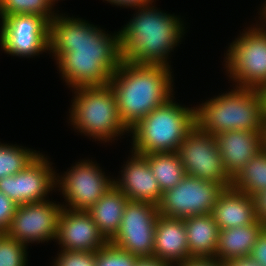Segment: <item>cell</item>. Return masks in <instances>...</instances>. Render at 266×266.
<instances>
[{
    "label": "cell",
    "mask_w": 266,
    "mask_h": 266,
    "mask_svg": "<svg viewBox=\"0 0 266 266\" xmlns=\"http://www.w3.org/2000/svg\"><path fill=\"white\" fill-rule=\"evenodd\" d=\"M49 51L74 89L109 84L122 61L120 32L111 36L80 18L58 14L49 22Z\"/></svg>",
    "instance_id": "1"
},
{
    "label": "cell",
    "mask_w": 266,
    "mask_h": 266,
    "mask_svg": "<svg viewBox=\"0 0 266 266\" xmlns=\"http://www.w3.org/2000/svg\"><path fill=\"white\" fill-rule=\"evenodd\" d=\"M171 73L166 65L121 61L109 84L116 97L120 118L128 129L173 97Z\"/></svg>",
    "instance_id": "2"
},
{
    "label": "cell",
    "mask_w": 266,
    "mask_h": 266,
    "mask_svg": "<svg viewBox=\"0 0 266 266\" xmlns=\"http://www.w3.org/2000/svg\"><path fill=\"white\" fill-rule=\"evenodd\" d=\"M150 4L137 7L138 14L119 31L122 60L170 67L168 54L181 41L185 27L177 16L156 10Z\"/></svg>",
    "instance_id": "3"
},
{
    "label": "cell",
    "mask_w": 266,
    "mask_h": 266,
    "mask_svg": "<svg viewBox=\"0 0 266 266\" xmlns=\"http://www.w3.org/2000/svg\"><path fill=\"white\" fill-rule=\"evenodd\" d=\"M195 107L196 126L212 135L244 130L264 132V98L261 90L235 87Z\"/></svg>",
    "instance_id": "4"
},
{
    "label": "cell",
    "mask_w": 266,
    "mask_h": 266,
    "mask_svg": "<svg viewBox=\"0 0 266 266\" xmlns=\"http://www.w3.org/2000/svg\"><path fill=\"white\" fill-rule=\"evenodd\" d=\"M195 126V107H183L171 98L129 129L133 134L132 152L140 155L178 152L182 141Z\"/></svg>",
    "instance_id": "5"
},
{
    "label": "cell",
    "mask_w": 266,
    "mask_h": 266,
    "mask_svg": "<svg viewBox=\"0 0 266 266\" xmlns=\"http://www.w3.org/2000/svg\"><path fill=\"white\" fill-rule=\"evenodd\" d=\"M75 90L70 114L73 127L93 139L105 142L129 132L120 118L110 84Z\"/></svg>",
    "instance_id": "6"
},
{
    "label": "cell",
    "mask_w": 266,
    "mask_h": 266,
    "mask_svg": "<svg viewBox=\"0 0 266 266\" xmlns=\"http://www.w3.org/2000/svg\"><path fill=\"white\" fill-rule=\"evenodd\" d=\"M265 25L245 30L226 52V71L237 87L261 90L266 85Z\"/></svg>",
    "instance_id": "7"
},
{
    "label": "cell",
    "mask_w": 266,
    "mask_h": 266,
    "mask_svg": "<svg viewBox=\"0 0 266 266\" xmlns=\"http://www.w3.org/2000/svg\"><path fill=\"white\" fill-rule=\"evenodd\" d=\"M223 190L220 183L186 175L175 187L162 192L157 209L160 215L170 218L211 214Z\"/></svg>",
    "instance_id": "8"
},
{
    "label": "cell",
    "mask_w": 266,
    "mask_h": 266,
    "mask_svg": "<svg viewBox=\"0 0 266 266\" xmlns=\"http://www.w3.org/2000/svg\"><path fill=\"white\" fill-rule=\"evenodd\" d=\"M157 206L149 202L128 200L120 228L109 241L138 258L154 257Z\"/></svg>",
    "instance_id": "9"
},
{
    "label": "cell",
    "mask_w": 266,
    "mask_h": 266,
    "mask_svg": "<svg viewBox=\"0 0 266 266\" xmlns=\"http://www.w3.org/2000/svg\"><path fill=\"white\" fill-rule=\"evenodd\" d=\"M186 175L220 183L230 187L232 179L227 175L214 135L195 126L182 141L178 150Z\"/></svg>",
    "instance_id": "10"
},
{
    "label": "cell",
    "mask_w": 266,
    "mask_h": 266,
    "mask_svg": "<svg viewBox=\"0 0 266 266\" xmlns=\"http://www.w3.org/2000/svg\"><path fill=\"white\" fill-rule=\"evenodd\" d=\"M1 49L13 56L31 57L49 51V22L36 14L4 16Z\"/></svg>",
    "instance_id": "11"
},
{
    "label": "cell",
    "mask_w": 266,
    "mask_h": 266,
    "mask_svg": "<svg viewBox=\"0 0 266 266\" xmlns=\"http://www.w3.org/2000/svg\"><path fill=\"white\" fill-rule=\"evenodd\" d=\"M55 179V186L60 185L67 209L71 210L87 211L114 185V179H108L100 167L89 160L77 162L63 177Z\"/></svg>",
    "instance_id": "12"
},
{
    "label": "cell",
    "mask_w": 266,
    "mask_h": 266,
    "mask_svg": "<svg viewBox=\"0 0 266 266\" xmlns=\"http://www.w3.org/2000/svg\"><path fill=\"white\" fill-rule=\"evenodd\" d=\"M62 208L49 200L17 205L5 234L25 245L56 239Z\"/></svg>",
    "instance_id": "13"
},
{
    "label": "cell",
    "mask_w": 266,
    "mask_h": 266,
    "mask_svg": "<svg viewBox=\"0 0 266 266\" xmlns=\"http://www.w3.org/2000/svg\"><path fill=\"white\" fill-rule=\"evenodd\" d=\"M50 166L39 153L19 173L0 179V191L17 205L45 201L56 185V172Z\"/></svg>",
    "instance_id": "14"
},
{
    "label": "cell",
    "mask_w": 266,
    "mask_h": 266,
    "mask_svg": "<svg viewBox=\"0 0 266 266\" xmlns=\"http://www.w3.org/2000/svg\"><path fill=\"white\" fill-rule=\"evenodd\" d=\"M56 240L62 250L92 252H97L108 242L88 211L67 209L64 204L58 220Z\"/></svg>",
    "instance_id": "15"
},
{
    "label": "cell",
    "mask_w": 266,
    "mask_h": 266,
    "mask_svg": "<svg viewBox=\"0 0 266 266\" xmlns=\"http://www.w3.org/2000/svg\"><path fill=\"white\" fill-rule=\"evenodd\" d=\"M227 175L233 180L265 148L264 132L232 130L214 136Z\"/></svg>",
    "instance_id": "16"
},
{
    "label": "cell",
    "mask_w": 266,
    "mask_h": 266,
    "mask_svg": "<svg viewBox=\"0 0 266 266\" xmlns=\"http://www.w3.org/2000/svg\"><path fill=\"white\" fill-rule=\"evenodd\" d=\"M132 157L121 171L122 178L113 181L114 186L123 192L128 200L149 202L158 205L162 191L149 167L148 161L140 154L132 152Z\"/></svg>",
    "instance_id": "17"
},
{
    "label": "cell",
    "mask_w": 266,
    "mask_h": 266,
    "mask_svg": "<svg viewBox=\"0 0 266 266\" xmlns=\"http://www.w3.org/2000/svg\"><path fill=\"white\" fill-rule=\"evenodd\" d=\"M154 257L171 266L191 259L184 219L159 215L156 221Z\"/></svg>",
    "instance_id": "18"
},
{
    "label": "cell",
    "mask_w": 266,
    "mask_h": 266,
    "mask_svg": "<svg viewBox=\"0 0 266 266\" xmlns=\"http://www.w3.org/2000/svg\"><path fill=\"white\" fill-rule=\"evenodd\" d=\"M211 215L220 230L252 225L257 221L253 197L232 186L219 194Z\"/></svg>",
    "instance_id": "19"
},
{
    "label": "cell",
    "mask_w": 266,
    "mask_h": 266,
    "mask_svg": "<svg viewBox=\"0 0 266 266\" xmlns=\"http://www.w3.org/2000/svg\"><path fill=\"white\" fill-rule=\"evenodd\" d=\"M184 219L189 256L214 258L220 229L211 214L189 216Z\"/></svg>",
    "instance_id": "20"
},
{
    "label": "cell",
    "mask_w": 266,
    "mask_h": 266,
    "mask_svg": "<svg viewBox=\"0 0 266 266\" xmlns=\"http://www.w3.org/2000/svg\"><path fill=\"white\" fill-rule=\"evenodd\" d=\"M266 226L256 221L252 225H244L220 230L215 259L222 263L249 256L260 233Z\"/></svg>",
    "instance_id": "21"
},
{
    "label": "cell",
    "mask_w": 266,
    "mask_h": 266,
    "mask_svg": "<svg viewBox=\"0 0 266 266\" xmlns=\"http://www.w3.org/2000/svg\"><path fill=\"white\" fill-rule=\"evenodd\" d=\"M128 198L114 185L87 211L99 232L109 242L120 228L123 211Z\"/></svg>",
    "instance_id": "22"
},
{
    "label": "cell",
    "mask_w": 266,
    "mask_h": 266,
    "mask_svg": "<svg viewBox=\"0 0 266 266\" xmlns=\"http://www.w3.org/2000/svg\"><path fill=\"white\" fill-rule=\"evenodd\" d=\"M142 156L148 161L162 192L175 187L186 176L178 152H153Z\"/></svg>",
    "instance_id": "23"
},
{
    "label": "cell",
    "mask_w": 266,
    "mask_h": 266,
    "mask_svg": "<svg viewBox=\"0 0 266 266\" xmlns=\"http://www.w3.org/2000/svg\"><path fill=\"white\" fill-rule=\"evenodd\" d=\"M231 186L251 197L266 190V148L249 160Z\"/></svg>",
    "instance_id": "24"
},
{
    "label": "cell",
    "mask_w": 266,
    "mask_h": 266,
    "mask_svg": "<svg viewBox=\"0 0 266 266\" xmlns=\"http://www.w3.org/2000/svg\"><path fill=\"white\" fill-rule=\"evenodd\" d=\"M39 153L22 146L0 143V179L23 170Z\"/></svg>",
    "instance_id": "25"
},
{
    "label": "cell",
    "mask_w": 266,
    "mask_h": 266,
    "mask_svg": "<svg viewBox=\"0 0 266 266\" xmlns=\"http://www.w3.org/2000/svg\"><path fill=\"white\" fill-rule=\"evenodd\" d=\"M16 14H36L48 22L56 16L48 0H0V18Z\"/></svg>",
    "instance_id": "26"
},
{
    "label": "cell",
    "mask_w": 266,
    "mask_h": 266,
    "mask_svg": "<svg viewBox=\"0 0 266 266\" xmlns=\"http://www.w3.org/2000/svg\"><path fill=\"white\" fill-rule=\"evenodd\" d=\"M26 245L4 234L0 238V266H26Z\"/></svg>",
    "instance_id": "27"
},
{
    "label": "cell",
    "mask_w": 266,
    "mask_h": 266,
    "mask_svg": "<svg viewBox=\"0 0 266 266\" xmlns=\"http://www.w3.org/2000/svg\"><path fill=\"white\" fill-rule=\"evenodd\" d=\"M137 256L107 242L96 252V266H134Z\"/></svg>",
    "instance_id": "28"
},
{
    "label": "cell",
    "mask_w": 266,
    "mask_h": 266,
    "mask_svg": "<svg viewBox=\"0 0 266 266\" xmlns=\"http://www.w3.org/2000/svg\"><path fill=\"white\" fill-rule=\"evenodd\" d=\"M53 266H96V252L61 250Z\"/></svg>",
    "instance_id": "29"
},
{
    "label": "cell",
    "mask_w": 266,
    "mask_h": 266,
    "mask_svg": "<svg viewBox=\"0 0 266 266\" xmlns=\"http://www.w3.org/2000/svg\"><path fill=\"white\" fill-rule=\"evenodd\" d=\"M16 208L17 204L0 191V232L7 231Z\"/></svg>",
    "instance_id": "30"
},
{
    "label": "cell",
    "mask_w": 266,
    "mask_h": 266,
    "mask_svg": "<svg viewBox=\"0 0 266 266\" xmlns=\"http://www.w3.org/2000/svg\"><path fill=\"white\" fill-rule=\"evenodd\" d=\"M249 256L261 266H266V227L257 238Z\"/></svg>",
    "instance_id": "31"
},
{
    "label": "cell",
    "mask_w": 266,
    "mask_h": 266,
    "mask_svg": "<svg viewBox=\"0 0 266 266\" xmlns=\"http://www.w3.org/2000/svg\"><path fill=\"white\" fill-rule=\"evenodd\" d=\"M256 219L266 226V190L253 196Z\"/></svg>",
    "instance_id": "32"
},
{
    "label": "cell",
    "mask_w": 266,
    "mask_h": 266,
    "mask_svg": "<svg viewBox=\"0 0 266 266\" xmlns=\"http://www.w3.org/2000/svg\"><path fill=\"white\" fill-rule=\"evenodd\" d=\"M176 266H225L218 259L214 258H191Z\"/></svg>",
    "instance_id": "33"
},
{
    "label": "cell",
    "mask_w": 266,
    "mask_h": 266,
    "mask_svg": "<svg viewBox=\"0 0 266 266\" xmlns=\"http://www.w3.org/2000/svg\"><path fill=\"white\" fill-rule=\"evenodd\" d=\"M225 266H261L250 256L233 258L224 262Z\"/></svg>",
    "instance_id": "34"
},
{
    "label": "cell",
    "mask_w": 266,
    "mask_h": 266,
    "mask_svg": "<svg viewBox=\"0 0 266 266\" xmlns=\"http://www.w3.org/2000/svg\"><path fill=\"white\" fill-rule=\"evenodd\" d=\"M110 2V4L118 5V6H126V7H135V9L139 6L147 5L149 3L154 2V0H106Z\"/></svg>",
    "instance_id": "35"
},
{
    "label": "cell",
    "mask_w": 266,
    "mask_h": 266,
    "mask_svg": "<svg viewBox=\"0 0 266 266\" xmlns=\"http://www.w3.org/2000/svg\"><path fill=\"white\" fill-rule=\"evenodd\" d=\"M134 266H171L168 262L155 257L137 258Z\"/></svg>",
    "instance_id": "36"
},
{
    "label": "cell",
    "mask_w": 266,
    "mask_h": 266,
    "mask_svg": "<svg viewBox=\"0 0 266 266\" xmlns=\"http://www.w3.org/2000/svg\"><path fill=\"white\" fill-rule=\"evenodd\" d=\"M262 96L264 98V112L266 116V85L261 89Z\"/></svg>",
    "instance_id": "37"
},
{
    "label": "cell",
    "mask_w": 266,
    "mask_h": 266,
    "mask_svg": "<svg viewBox=\"0 0 266 266\" xmlns=\"http://www.w3.org/2000/svg\"><path fill=\"white\" fill-rule=\"evenodd\" d=\"M263 6H264V8H262V13H261V17L263 18V19H265L264 20V22L266 21V1H265V3L263 4ZM266 23V22H265Z\"/></svg>",
    "instance_id": "38"
},
{
    "label": "cell",
    "mask_w": 266,
    "mask_h": 266,
    "mask_svg": "<svg viewBox=\"0 0 266 266\" xmlns=\"http://www.w3.org/2000/svg\"><path fill=\"white\" fill-rule=\"evenodd\" d=\"M264 142H265V148H266V119H265V129H264Z\"/></svg>",
    "instance_id": "39"
},
{
    "label": "cell",
    "mask_w": 266,
    "mask_h": 266,
    "mask_svg": "<svg viewBox=\"0 0 266 266\" xmlns=\"http://www.w3.org/2000/svg\"><path fill=\"white\" fill-rule=\"evenodd\" d=\"M48 1L51 3V5H54V3H55L56 0H48Z\"/></svg>",
    "instance_id": "40"
},
{
    "label": "cell",
    "mask_w": 266,
    "mask_h": 266,
    "mask_svg": "<svg viewBox=\"0 0 266 266\" xmlns=\"http://www.w3.org/2000/svg\"><path fill=\"white\" fill-rule=\"evenodd\" d=\"M4 234H5V233L0 232V238H1Z\"/></svg>",
    "instance_id": "41"
}]
</instances>
